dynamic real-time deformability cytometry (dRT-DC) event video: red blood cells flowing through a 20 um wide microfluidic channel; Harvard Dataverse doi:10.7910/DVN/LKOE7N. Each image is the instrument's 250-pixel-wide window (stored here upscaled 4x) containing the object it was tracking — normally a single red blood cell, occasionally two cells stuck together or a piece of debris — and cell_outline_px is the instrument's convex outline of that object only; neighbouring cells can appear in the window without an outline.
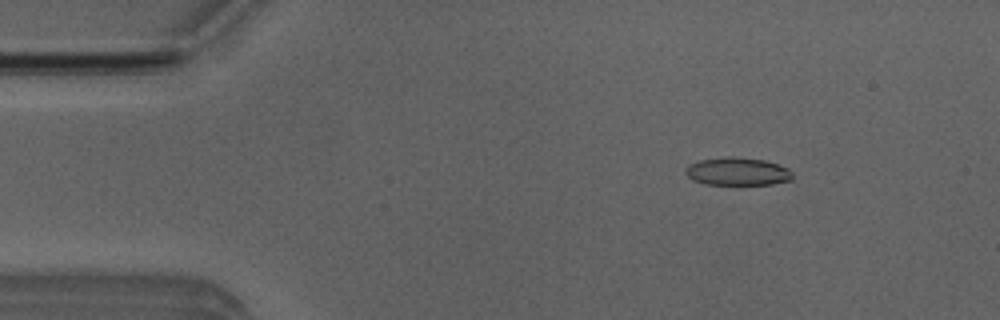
{"species": "Egyptian fruit bat (a non-hibernating species)", "species_latin": "Rousettus aegyptiacus", "temperature_condition": "room temperature", "stored_images_in_passage": 51, "camera_frame_rate_fps": 3000, "um_per_image_px": 0.085, "animal": {"sex": "male"}, "frame": {"image": 1, "passage_image": 7, "time_ms": 2.0, "image_size_px": [1000, 320], "cell_outline_px": [[792, 180], [772, 184], [704, 184], [692, 180], [684, 172], [688, 164], [700, 160], [728, 156], [732, 156], [764, 160], [788, 168], [792, 172]], "centroid_in_image_um": [62.66, 14.57], "position_along_channel_um": 22.3, "area_um2": 17.4}}
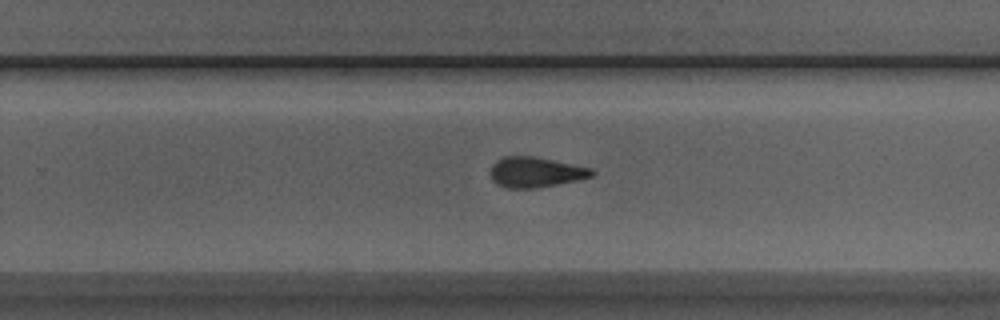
{"frame": {"image": 2, "passage_image": 32, "time_ms": 10.333, "image_size_px": [1000, 320], "cell_outline_px": [[596, 172], [592, 176], [576, 180], [536, 188], [508, 188], [496, 184], [492, 180], [492, 164], [496, 160], [504, 156], [532, 156], [592, 168]], "centroid_in_image_um": [45.51, 14.63], "position_along_channel_um": 284.3, "area_um2": 17.69}}
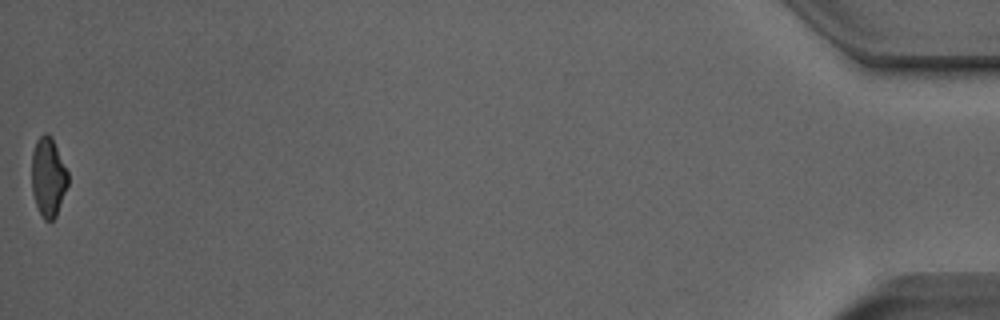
{"frame": {"image": 3, "passage_image": 51, "time_ms": 16.667, "image_size_px": [1000, 320], "cell_outline_px": [[68, 184], [56, 216], [52, 220], [44, 220], [36, 204], [32, 192], [32, 152], [36, 140], [44, 132], [48, 132], [52, 136], [68, 172]], "centroid_in_image_um": [4.1, 15.0], "position_along_channel_um": 431.1, "area_um2": 16.76}, "authors_computed_cell_mechanics": {"area_um2": 18.1492, "velocity_mm_per_s": 4.0014, "shape_relaxation_time_tau1_ms": 5.8843, "shape_relaxation_time_tau2_ms": 3.0776, "deformation_change_tau1": 0.1821, "deformation_change_tau2": 0.1239}}